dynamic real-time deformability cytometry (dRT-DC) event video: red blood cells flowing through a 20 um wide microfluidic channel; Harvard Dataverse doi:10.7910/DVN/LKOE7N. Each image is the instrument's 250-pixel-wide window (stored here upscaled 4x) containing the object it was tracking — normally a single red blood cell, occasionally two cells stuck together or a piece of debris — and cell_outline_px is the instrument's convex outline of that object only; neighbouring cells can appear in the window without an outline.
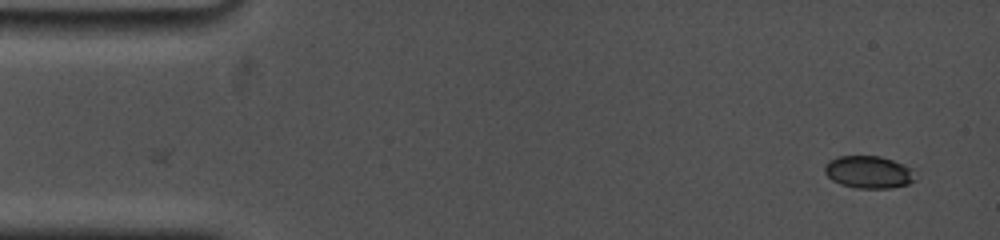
{"species": "common noctule bat (a hibernating species)", "species_latin": "Nyctalus noctula", "temperature_condition": "cold", "stored_images_in_passage": 4, "camera_frame_rate_fps": 5000, "um_per_image_px": 0.085, "animal": {"sex": "female", "body_mass_g": 19.0, "forearm_length_mm": 53.3}, "frame": {"image": 1, "passage_image": 4, "time_ms": 1.6, "image_size_px": [1000, 240], "cell_outline_px": [[916, 180], [908, 184], [888, 188], [856, 188], [840, 184], [832, 180], [824, 172], [824, 164], [828, 160], [836, 156], [880, 156], [904, 164], [912, 168]], "centroid_in_image_um": [73.81, 14.62], "position_along_channel_um": 11.2, "area_um2": 17.28}}